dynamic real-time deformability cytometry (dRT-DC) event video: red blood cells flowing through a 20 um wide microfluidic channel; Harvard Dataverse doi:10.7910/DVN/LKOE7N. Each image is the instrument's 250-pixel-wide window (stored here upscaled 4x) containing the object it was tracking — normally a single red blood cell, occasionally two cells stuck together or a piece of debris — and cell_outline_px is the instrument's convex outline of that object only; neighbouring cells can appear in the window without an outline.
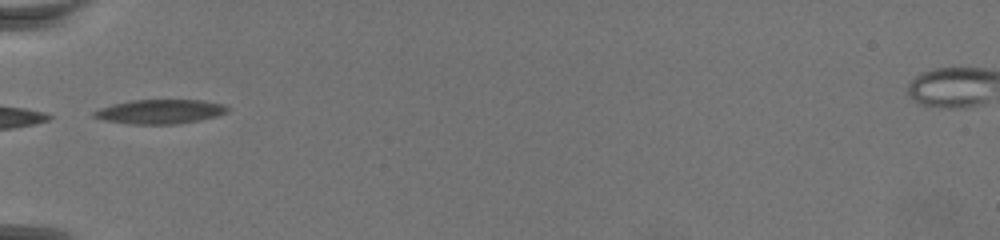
{"species": "common noctule bat (a hibernating species)", "species_latin": "Nyctalus noctula", "temperature_condition": "warm", "stored_images_in_passage": 9, "camera_frame_rate_fps": 3000, "um_per_image_px": 0.085, "animal": {"sex": "female", "body_mass_g": 19.5, "forearm_length_mm": 54.1}, "frame": {"image": 1, "passage_image": 1, "time_ms": 0.0, "image_size_px": [1000, 240], "cell_outline_px": [[228, 112], [216, 116], [176, 124], [132, 124], [104, 120], [92, 116], [92, 112], [100, 108], [112, 104], [132, 100], [200, 100], [224, 104], [228, 108]], "centroid_in_image_um": [13.58, 9.48], "position_along_channel_um": 71.4, "area_um2": 18.73}}